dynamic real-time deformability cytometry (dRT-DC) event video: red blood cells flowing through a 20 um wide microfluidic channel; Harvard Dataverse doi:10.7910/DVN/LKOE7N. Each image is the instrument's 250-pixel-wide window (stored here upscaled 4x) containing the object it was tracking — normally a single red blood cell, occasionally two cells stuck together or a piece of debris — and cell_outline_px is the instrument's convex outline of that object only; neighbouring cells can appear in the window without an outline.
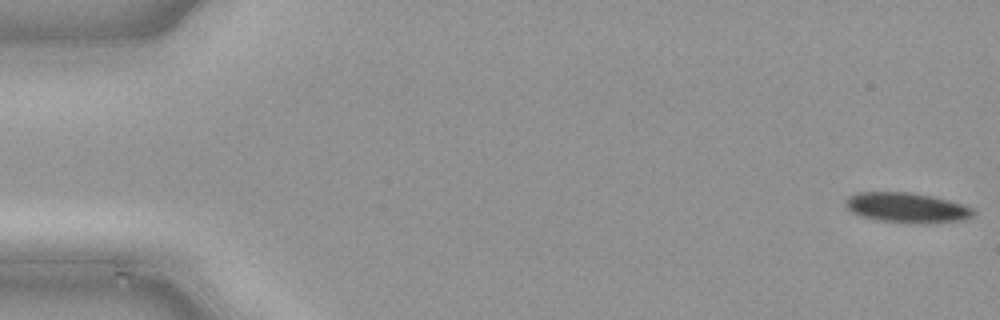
{"species": "common noctule bat (a hibernating species)", "species_latin": "Nyctalus noctula", "temperature_condition": "cold", "stored_images_in_passage": 49, "camera_frame_rate_fps": 3000, "um_per_image_px": 0.085, "animal": {"sex": "male", "body_mass_g": 21.5, "forearm_length_mm": 52.0}, "frame": {"image": 1, "passage_image": 1, "time_ms": 0.0, "image_size_px": [1000, 320], "cell_outline_px": [[976, 212], [972, 216], [964, 220], [880, 220], [860, 216], [852, 212], [844, 204], [844, 200], [848, 196], [856, 192], [912, 192], [932, 196], [948, 200], [972, 208]], "centroid_in_image_um": [76.98, 17.58], "position_along_channel_um": 8.0, "area_um2": 21.21}}
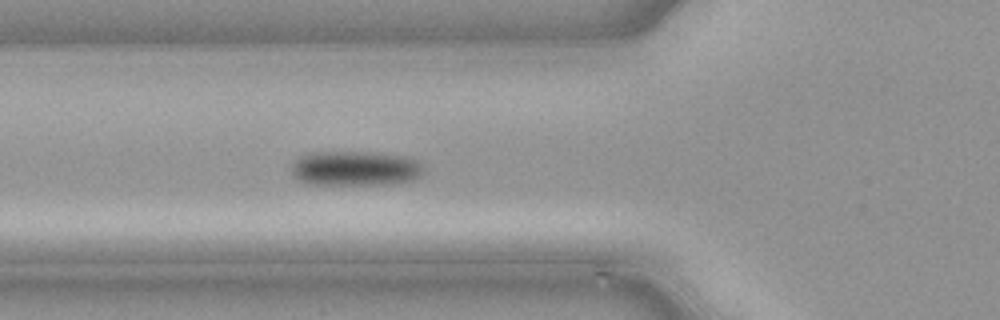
{"frame": {"image": 2, "passage_image": 18, "time_ms": 5.667, "image_size_px": [1000, 320], "cell_outline_px": [[424, 172], [420, 176], [412, 180], [392, 184], [308, 184], [296, 180], [292, 172], [292, 164], [300, 156], [308, 152], [368, 152], [400, 156], [416, 160], [424, 168]], "centroid_in_image_um": [30.16, 14.32], "position_along_channel_um": 95.6, "area_um2": 26.76}}
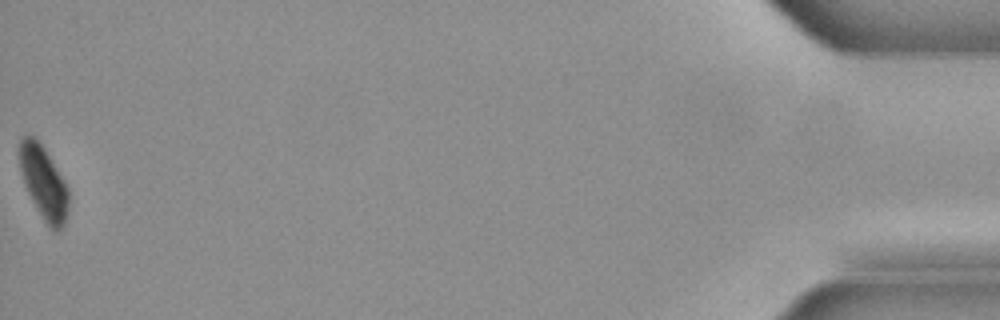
{"frame": {"image": 3, "passage_image": 49, "time_ms": 16.0, "image_size_px": [1000, 320], "cell_outline_px": [[68, 208], [64, 228], [60, 232], [52, 232], [36, 208], [24, 184], [20, 168], [20, 140], [24, 136], [32, 136], [40, 144], [64, 180], [68, 188]], "centroid_in_image_um": [3.73, 15.63], "position_along_channel_um": 431.5, "area_um2": 20.52}}